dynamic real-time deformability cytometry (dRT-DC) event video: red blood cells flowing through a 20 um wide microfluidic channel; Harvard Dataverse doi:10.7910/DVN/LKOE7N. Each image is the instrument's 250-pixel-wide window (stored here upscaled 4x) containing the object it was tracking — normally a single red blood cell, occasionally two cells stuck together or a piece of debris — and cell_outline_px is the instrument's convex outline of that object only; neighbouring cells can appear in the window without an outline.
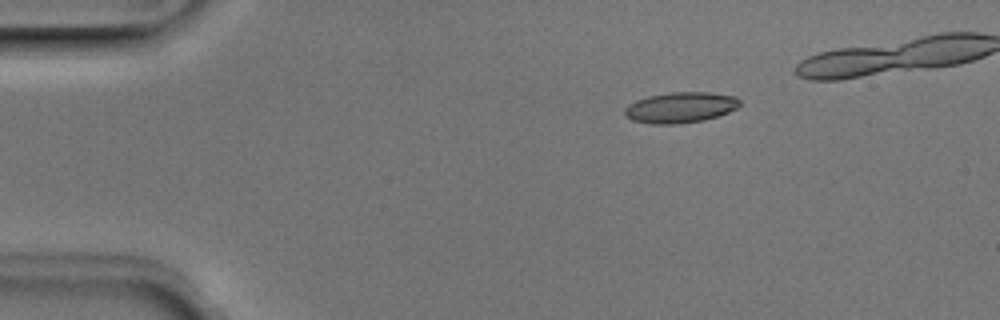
{"species": "Egyptian fruit bat (a non-hibernating species)", "species_latin": "Rousettus aegyptiacus", "temperature_condition": "room temperature", "stored_images_in_passage": 5, "camera_frame_rate_fps": 3000, "um_per_image_px": 0.085, "animal": {"sex": "male"}, "frame": {"image": 1, "passage_image": 1, "time_ms": 0.0, "image_size_px": [1000, 320], "cell_outline_px": [[740, 104], [736, 108], [728, 112], [704, 120], [680, 124], [652, 124], [632, 120], [624, 116], [624, 108], [628, 104], [636, 100], [648, 96], [672, 92], [708, 92], [736, 96], [740, 100]], "centroid_in_image_um": [57.81, 9.14], "position_along_channel_um": 27.2, "area_um2": 20.69}}